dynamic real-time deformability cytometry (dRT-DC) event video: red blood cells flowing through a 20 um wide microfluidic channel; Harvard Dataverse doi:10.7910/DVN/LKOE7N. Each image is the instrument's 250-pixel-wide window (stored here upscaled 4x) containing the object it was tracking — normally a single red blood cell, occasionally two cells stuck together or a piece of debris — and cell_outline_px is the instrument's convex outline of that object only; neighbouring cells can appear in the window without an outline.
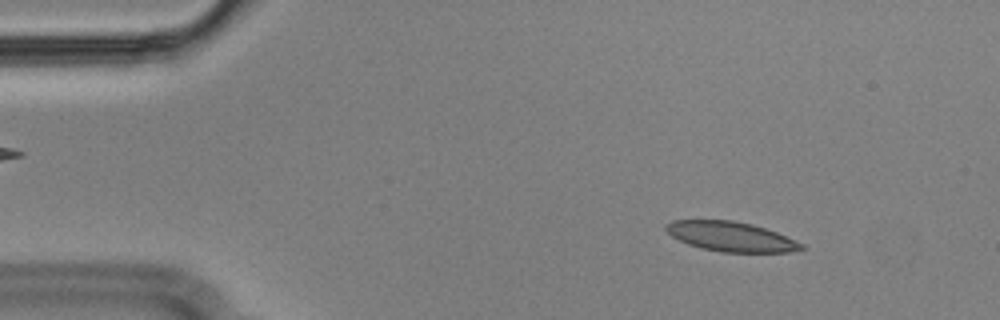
{"species": "Egyptian fruit bat (a non-hibernating species)", "species_latin": "Rousettus aegyptiacus", "temperature_condition": "cold", "stored_images_in_passage": 54, "camera_frame_rate_fps": 3000, "um_per_image_px": 0.085, "animal": {"sex": "male"}, "frame": {"image": 1, "passage_image": 6, "time_ms": 1.667, "image_size_px": [1000, 320], "cell_outline_px": [[808, 248], [788, 252], [720, 252], [700, 248], [688, 244], [672, 236], [664, 228], [664, 224], [672, 220], [732, 220], [752, 224], [776, 232], [804, 244]], "centroid_in_image_um": [62.12, 20.11], "position_along_channel_um": 22.9, "area_um2": 23.47}}
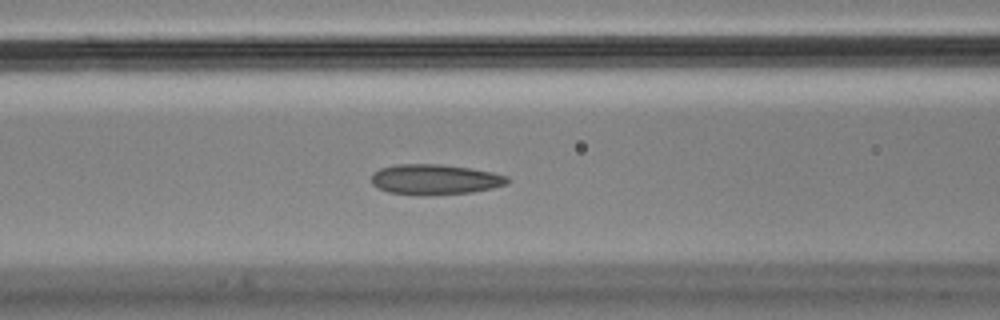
{"frame": {"image": 2, "passage_image": 21, "time_ms": 6.667, "image_size_px": [1000, 320], "cell_outline_px": [[508, 184], [492, 188], [472, 192], [424, 196], [420, 196], [388, 192], [372, 184], [372, 172], [380, 168], [396, 164], [440, 164], [468, 168], [492, 172], [508, 176]], "centroid_in_image_um": [36.95, 15.26], "position_along_channel_um": 129.7, "area_um2": 24.16}}
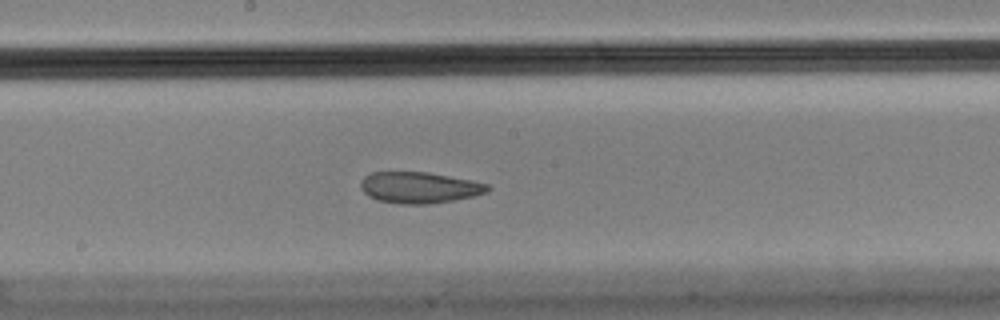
{"frame": {"image": 3, "passage_image": 28, "time_ms": 9.0, "image_size_px": [1000, 320], "cell_outline_px": [[492, 188], [488, 192], [472, 196], [452, 200], [428, 204], [400, 204], [376, 200], [368, 196], [360, 188], [360, 184], [364, 176], [372, 172], [428, 172], [472, 180], [488, 184]], "centroid_in_image_um": [35.63, 15.94], "position_along_channel_um": 212.6, "area_um2": 23.18}, "authors_computed_cell_mechanics": {"area_um2": 24.3338, "velocity_mm_per_s": 3.5553, "shape_relaxation_time_tau1_ms": null, "shape_relaxation_time_tau2_ms": 2.1638, "deformation_change_tau1": null, "deformation_change_tau2": 0.0564}}